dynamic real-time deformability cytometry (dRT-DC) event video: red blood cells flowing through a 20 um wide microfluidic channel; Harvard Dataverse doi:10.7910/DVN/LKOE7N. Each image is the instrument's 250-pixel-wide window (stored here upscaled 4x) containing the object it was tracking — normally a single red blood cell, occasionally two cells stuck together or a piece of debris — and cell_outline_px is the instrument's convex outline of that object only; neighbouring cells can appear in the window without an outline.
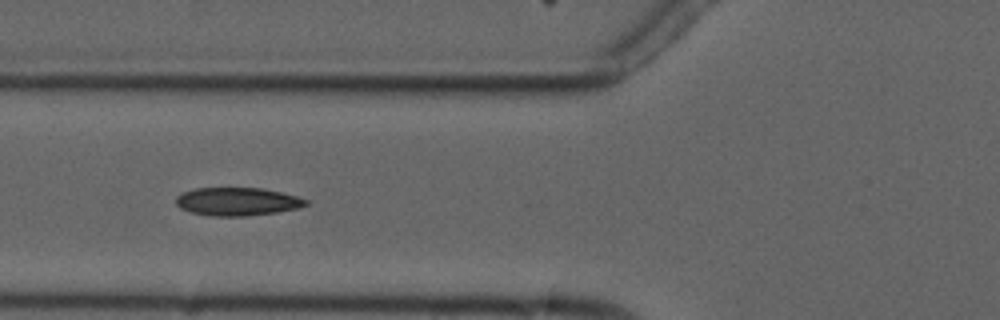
{"species": "common noctule bat (a hibernating species)", "species_latin": "Nyctalus noctula", "temperature_condition": "cold", "stored_images_in_passage": 8, "camera_frame_rate_fps": 3000, "um_per_image_px": 0.085, "animal": {"sex": "male", "forearm_length_mm": 52.5}, "frame": {"image": 1, "passage_image": 4, "time_ms": 4.667, "image_size_px": [1000, 320], "cell_outline_px": [[308, 204], [300, 208], [276, 212], [244, 216], [208, 216], [192, 212], [180, 208], [176, 204], [176, 196], [180, 192], [196, 188], [264, 188], [296, 196], [308, 200]], "centroid_in_image_um": [20.15, 17.13], "position_along_channel_um": 105.7, "area_um2": 21.39}}
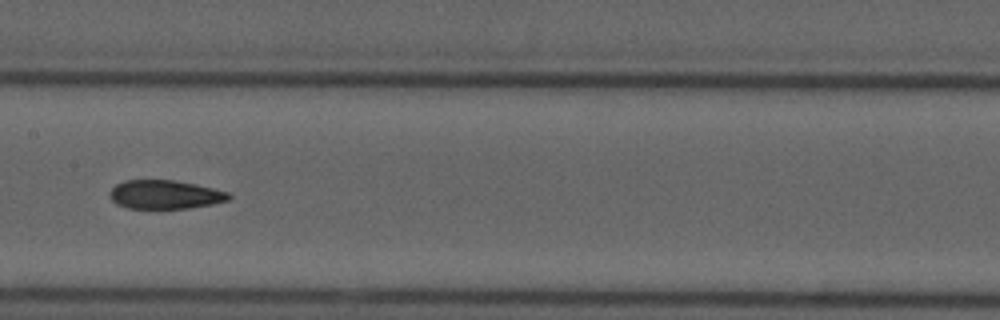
{"frame": {"image": 2, "passage_image": 6, "time_ms": 7.0, "image_size_px": [1000, 320], "cell_outline_px": [[232, 196], [228, 200], [212, 204], [188, 208], [128, 208], [116, 204], [112, 200], [108, 192], [116, 184], [124, 180], [176, 180], [212, 188], [228, 192]], "centroid_in_image_um": [14.0, 16.53], "position_along_channel_um": 193.4, "area_um2": 19.88}}
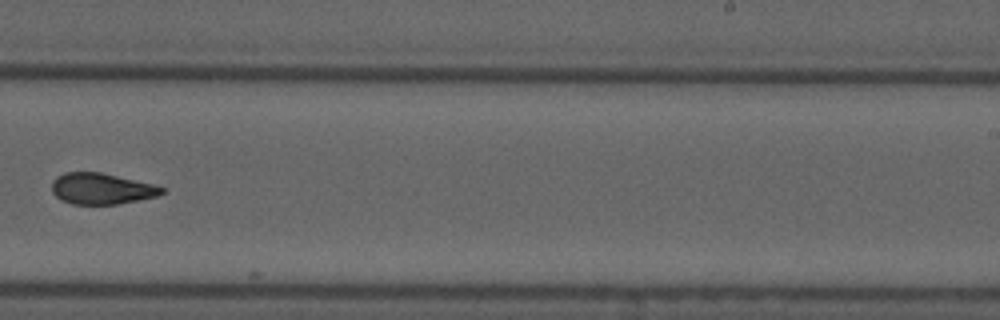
{"frame": {"image": 3, "passage_image": 8, "time_ms": 9.333, "image_size_px": [1000, 320], "cell_outline_px": [[168, 192], [156, 196], [116, 204], [72, 204], [60, 200], [52, 192], [52, 180], [56, 176], [64, 172], [100, 172], [152, 184], [168, 188]], "centroid_in_image_um": [8.62, 16.03], "position_along_channel_um": 280.4, "area_um2": 20.0}}